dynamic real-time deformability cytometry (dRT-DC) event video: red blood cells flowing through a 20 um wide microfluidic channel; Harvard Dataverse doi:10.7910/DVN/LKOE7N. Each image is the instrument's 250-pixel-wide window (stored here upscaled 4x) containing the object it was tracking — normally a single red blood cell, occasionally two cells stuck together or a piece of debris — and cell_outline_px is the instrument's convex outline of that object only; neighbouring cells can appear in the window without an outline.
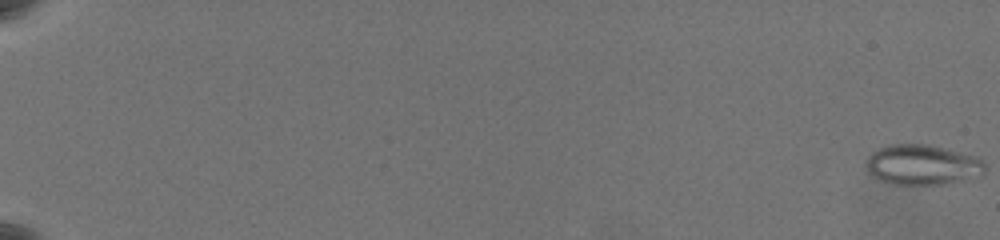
{"species": "common noctule bat (a hibernating species)", "species_latin": "Nyctalus noctula", "temperature_condition": "warm", "stored_images_in_passage": 64, "camera_frame_rate_fps": 3000, "um_per_image_px": 0.085, "animal": {"sex": "female", "body_mass_g": 19.5, "forearm_length_mm": 54.1}, "frame": {"image": 1, "passage_image": 1, "time_ms": 0.0, "image_size_px": [1000, 240], "cell_outline_px": [[984, 172], [960, 180], [944, 184], [896, 184], [880, 180], [872, 176], [864, 168], [868, 156], [880, 148], [892, 144], [924, 144], [972, 156], [980, 160], [984, 164]], "centroid_in_image_um": [78.29, 14.01], "position_along_channel_um": 6.7, "area_um2": 26.99}}
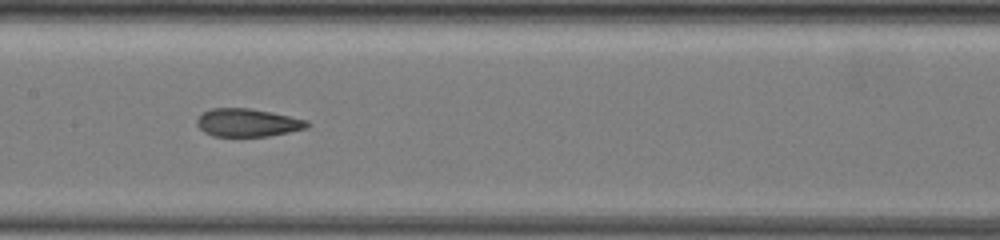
{"frame": {"image": 2, "passage_image": 37, "time_ms": 12.0, "image_size_px": [1000, 240], "cell_outline_px": [[312, 124], [308, 128], [268, 136], [212, 136], [204, 132], [196, 124], [196, 120], [204, 112], [212, 108], [248, 108], [308, 120]], "centroid_in_image_um": [21.05, 10.43], "position_along_channel_um": 186.3, "area_um2": 17.86}}
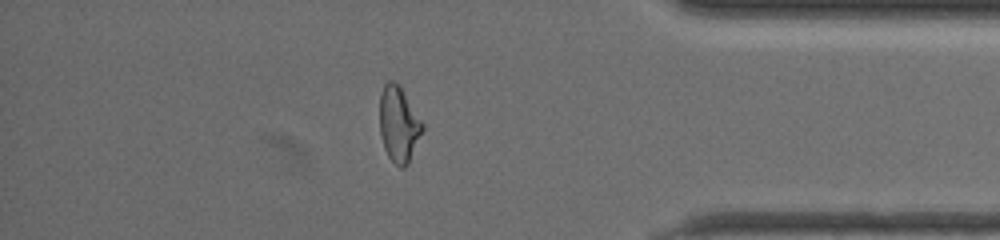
{"frame": {"image": 3, "passage_image": 57, "time_ms": 18.667, "image_size_px": [1000, 240], "cell_outline_px": [[424, 128], [408, 164], [404, 168], [400, 168], [388, 156], [384, 148], [380, 132], [380, 96], [384, 84], [388, 80], [392, 80], [400, 88], [424, 124]], "centroid_in_image_um": [33.88, 10.6], "position_along_channel_um": 401.3, "area_um2": 18.5}, "authors_computed_cell_mechanics": {"area_um2": 19.6231, "velocity_mm_per_s": 3.5199, "shape_relaxation_time_tau1_ms": null, "shape_relaxation_time_tau2_ms": 1.6319, "deformation_change_tau1": null, "deformation_change_tau2": 0.0853}}